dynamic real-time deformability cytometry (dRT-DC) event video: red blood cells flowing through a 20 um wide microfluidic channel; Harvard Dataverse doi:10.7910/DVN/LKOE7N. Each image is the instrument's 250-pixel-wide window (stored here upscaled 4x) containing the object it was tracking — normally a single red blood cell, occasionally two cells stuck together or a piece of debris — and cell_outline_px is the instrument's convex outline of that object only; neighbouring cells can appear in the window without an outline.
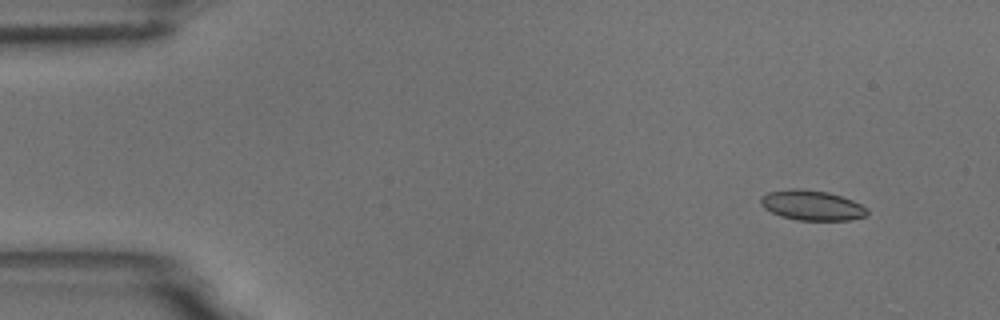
{"species": "common noctule bat (a hibernating species)", "species_latin": "Nyctalus noctula", "temperature_condition": "room temperature", "stored_images_in_passage": 4, "camera_frame_rate_fps": 3000, "um_per_image_px": 0.085, "animal": {"sex": "male", "body_mass_g": 18.8}, "frame": {"image": 1, "passage_image": 1, "time_ms": 0.0, "image_size_px": [1000, 320], "cell_outline_px": [[868, 216], [848, 220], [796, 220], [780, 216], [764, 208], [760, 204], [760, 196], [768, 192], [792, 188], [800, 188], [828, 192], [852, 200], [868, 208]], "centroid_in_image_um": [69.0, 17.45], "position_along_channel_um": 16.0, "area_um2": 18.79}}
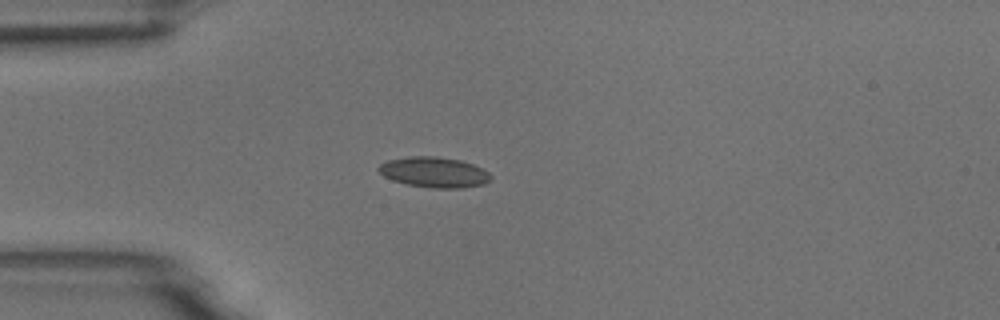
{"frame": {"image": 2, "passage_image": 4, "time_ms": 1.0, "image_size_px": [1000, 320], "cell_outline_px": [[492, 180], [484, 184], [460, 188], [432, 188], [408, 184], [392, 180], [384, 176], [376, 168], [380, 164], [388, 160], [408, 156], [436, 156], [460, 160], [472, 164], [488, 172], [492, 176]], "centroid_in_image_um": [36.9, 14.64], "position_along_channel_um": 48.1, "area_um2": 19.88}}